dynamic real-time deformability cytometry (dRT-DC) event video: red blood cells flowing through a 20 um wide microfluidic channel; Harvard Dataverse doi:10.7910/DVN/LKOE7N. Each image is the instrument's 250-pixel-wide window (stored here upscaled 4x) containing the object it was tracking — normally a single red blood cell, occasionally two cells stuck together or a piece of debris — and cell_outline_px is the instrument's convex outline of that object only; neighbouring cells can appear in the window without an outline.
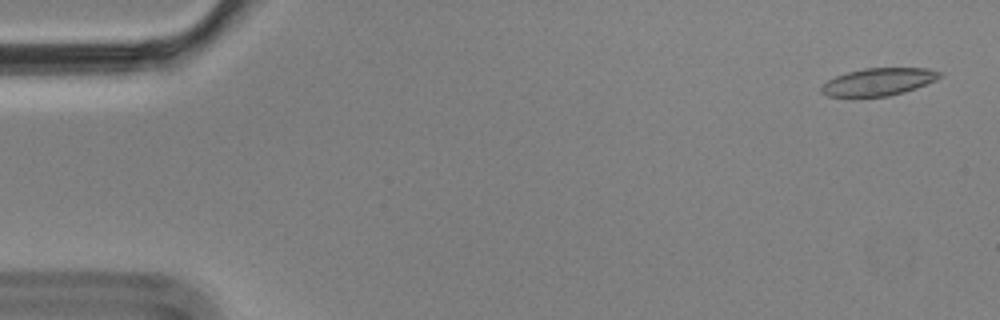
{"species": "Egyptian fruit bat (a non-hibernating species)", "species_latin": "Rousettus aegyptiacus", "temperature_condition": "cold", "stored_images_in_passage": 5, "camera_frame_rate_fps": 3000, "um_per_image_px": 0.085, "animal": {"sex": "male"}, "frame": {"image": 1, "passage_image": 1, "time_ms": 0.0, "image_size_px": [1000, 320], "cell_outline_px": [[944, 76], [936, 80], [916, 88], [904, 92], [888, 96], [852, 100], [828, 96], [820, 92], [820, 88], [828, 80], [836, 76], [848, 72], [864, 68], [928, 68], [944, 72]], "centroid_in_image_um": [74.65, 7.0], "position_along_channel_um": 10.4, "area_um2": 19.83}}